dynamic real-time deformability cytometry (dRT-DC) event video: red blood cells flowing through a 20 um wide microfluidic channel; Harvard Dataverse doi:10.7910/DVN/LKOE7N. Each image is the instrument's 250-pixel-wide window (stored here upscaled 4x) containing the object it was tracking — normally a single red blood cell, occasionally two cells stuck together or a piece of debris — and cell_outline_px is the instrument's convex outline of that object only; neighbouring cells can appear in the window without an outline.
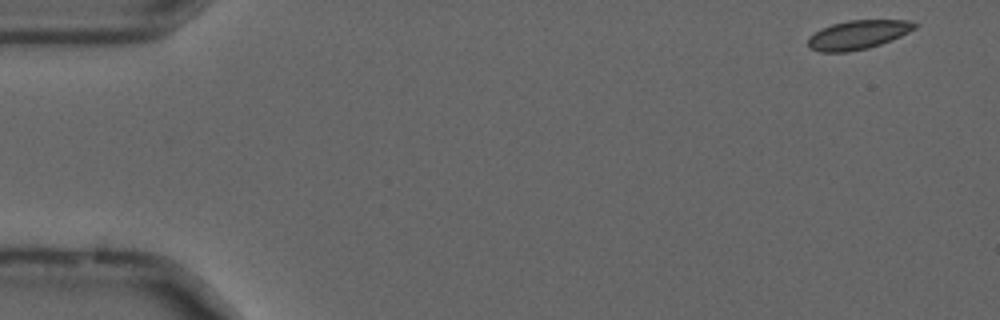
{"species": "common noctule bat (a hibernating species)", "species_latin": "Nyctalus noctula", "temperature_condition": "cold", "stored_images_in_passage": 12, "camera_frame_rate_fps": 3000, "um_per_image_px": 0.085, "animal": {"sex": "male", "forearm_length_mm": 52.5}, "frame": {"image": 1, "passage_image": 1, "time_ms": 0.0, "image_size_px": [1000, 320], "cell_outline_px": [[920, 24], [916, 28], [892, 40], [868, 48], [848, 52], [820, 52], [808, 48], [808, 36], [820, 28], [832, 24], [848, 20], [912, 20]], "centroid_in_image_um": [72.92, 2.95], "position_along_channel_um": 12.1, "area_um2": 18.26}}